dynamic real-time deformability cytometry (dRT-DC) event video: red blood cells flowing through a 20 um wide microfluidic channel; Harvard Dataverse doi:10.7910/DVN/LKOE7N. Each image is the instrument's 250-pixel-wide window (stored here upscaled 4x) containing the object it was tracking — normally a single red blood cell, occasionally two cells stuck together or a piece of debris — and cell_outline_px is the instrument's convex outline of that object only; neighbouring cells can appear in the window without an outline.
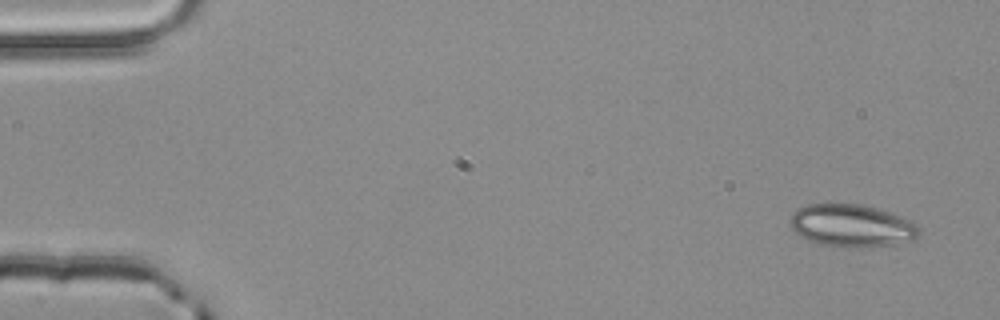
{"species": "common noctule bat (a hibernating species)", "species_latin": "Nyctalus noctula", "temperature_condition": "room temperature", "stored_images_in_passage": 3, "camera_frame_rate_fps": 3000, "um_per_image_px": 0.085, "animal": {"sex": "male", "body_mass_g": 20.4}, "frame": {"image": 1, "passage_image": 1, "time_ms": 0.0, "image_size_px": [1000, 320], "cell_outline_px": [[920, 232], [912, 240], [892, 244], [868, 248], [832, 248], [816, 244], [800, 236], [788, 224], [788, 220], [792, 212], [796, 208], [808, 204], [828, 200], [860, 204], [876, 208], [888, 212], [908, 220], [916, 224], [920, 228]], "centroid_in_image_um": [72.28, 19.16], "position_along_channel_um": 12.7, "area_um2": 33.23}}